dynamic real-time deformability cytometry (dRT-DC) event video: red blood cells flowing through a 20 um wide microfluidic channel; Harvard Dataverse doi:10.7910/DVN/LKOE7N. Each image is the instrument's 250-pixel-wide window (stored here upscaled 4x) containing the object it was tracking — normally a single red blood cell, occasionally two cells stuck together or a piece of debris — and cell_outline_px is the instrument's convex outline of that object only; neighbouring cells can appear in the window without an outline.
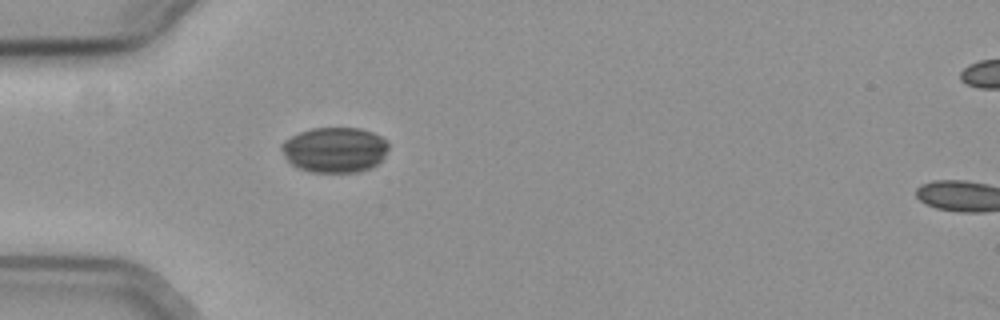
{"species": "common noctule bat (a hibernating species)", "species_latin": "Nyctalus noctula", "temperature_condition": "cold", "stored_images_in_passage": 40, "camera_frame_rate_fps": 3000, "um_per_image_px": 0.085, "animal": {"sex": "female", "body_mass_g": 19.3, "forearm_length_mm": 54.1}, "frame": {"image": 1, "passage_image": 1, "time_ms": 0.0, "image_size_px": [1000, 320], "cell_outline_px": [[388, 148], [384, 156], [372, 168], [360, 172], [308, 172], [292, 164], [284, 156], [280, 148], [280, 144], [284, 140], [300, 132], [312, 128], [360, 128], [372, 132], [388, 140]], "centroid_in_image_um": [28.45, 12.73], "position_along_channel_um": 56.5, "area_um2": 28.38}}
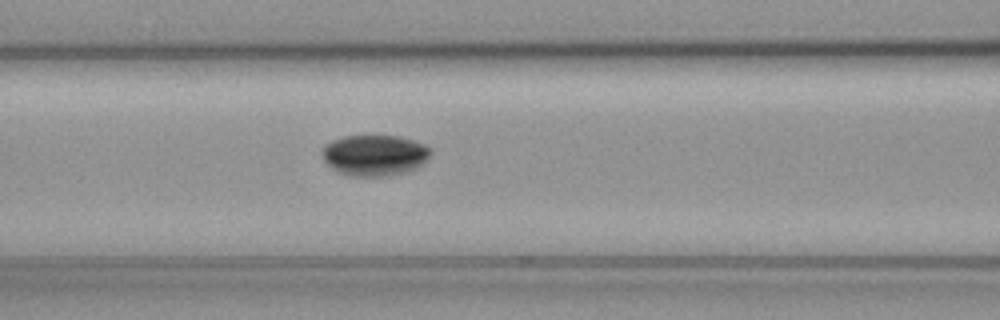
{"frame": {"image": 2, "passage_image": 8, "time_ms": 2.333, "image_size_px": [1000, 320], "cell_outline_px": [[428, 156], [416, 168], [404, 172], [388, 176], [352, 176], [336, 172], [324, 160], [320, 152], [324, 144], [332, 140], [344, 136], [400, 136], [424, 144], [428, 148]], "centroid_in_image_um": [31.75, 13.19], "position_along_channel_um": 134.8, "area_um2": 25.72}}
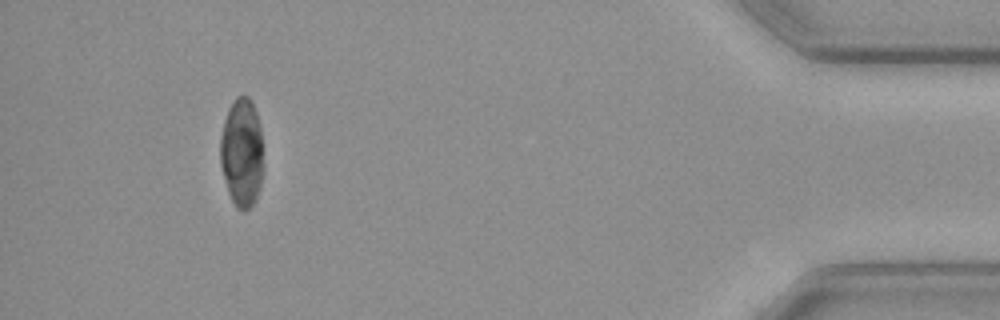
{"frame": {"image": 3, "passage_image": 36, "time_ms": 11.667, "image_size_px": [1000, 320], "cell_outline_px": [[264, 168], [260, 188], [252, 204], [244, 212], [236, 208], [228, 192], [220, 164], [220, 136], [224, 120], [228, 108], [236, 96], [248, 96], [252, 100], [256, 112], [260, 128], [264, 164]], "centroid_in_image_um": [20.56, 12.97], "position_along_channel_um": 414.6, "area_um2": 27.69}}